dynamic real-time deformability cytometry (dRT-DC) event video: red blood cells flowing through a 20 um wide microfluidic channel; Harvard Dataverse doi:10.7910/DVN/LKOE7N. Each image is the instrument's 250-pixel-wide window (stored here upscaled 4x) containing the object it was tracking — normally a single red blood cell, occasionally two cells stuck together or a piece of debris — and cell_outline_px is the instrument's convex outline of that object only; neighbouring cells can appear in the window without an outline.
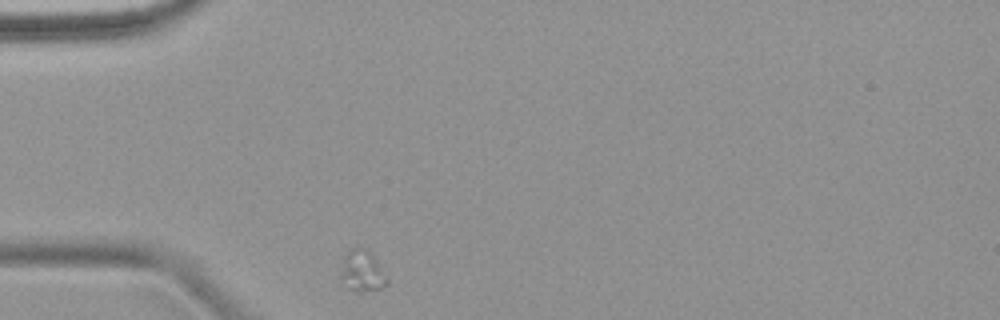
{"species": "common noctule bat (a hibernating species)", "species_latin": "Nyctalus noctula", "temperature_condition": "warm", "stored_images_in_passage": 1, "camera_frame_rate_fps": 3000, "um_per_image_px": 0.085, "animal": {"sex": "female", "body_mass_g": 18.4}, "frame": {"image": 1, "passage_image": 1, "time_ms": 0.0, "image_size_px": [1000, 320], "cell_outline_px": [[388, 284], [384, 288], [360, 296], [348, 288], [340, 276], [340, 272], [344, 256], [352, 248], [364, 248], [376, 260], [388, 280]], "centroid_in_image_um": [30.79, 23.16], "position_along_channel_um": 54.2, "area_um2": 11.39}}